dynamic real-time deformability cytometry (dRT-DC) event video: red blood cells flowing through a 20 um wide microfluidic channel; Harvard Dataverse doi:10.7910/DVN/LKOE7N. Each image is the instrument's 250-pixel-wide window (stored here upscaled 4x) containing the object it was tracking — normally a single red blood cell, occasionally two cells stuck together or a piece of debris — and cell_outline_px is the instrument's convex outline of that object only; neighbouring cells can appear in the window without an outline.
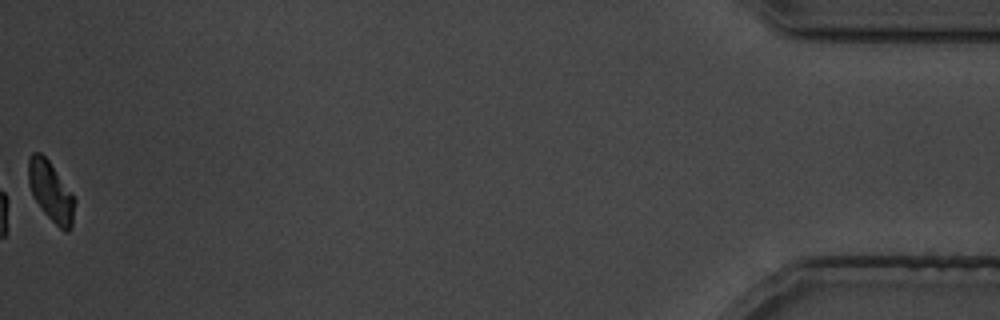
{"species": "common noctule bat (a hibernating species)", "species_latin": "Nyctalus noctula", "temperature_condition": "cold", "stored_images_in_passage": 27, "camera_frame_rate_fps": 3000, "um_per_image_px": 0.085, "animal": {"sex": "male", "body_mass_g": 19.5, "forearm_length_mm": 54.6}, "frame": {"image": 1, "passage_image": 27, "time_ms": 32.333, "image_size_px": [1000, 320], "cell_outline_px": [[76, 200], [72, 224], [68, 232], [64, 232], [44, 212], [32, 196], [28, 184], [28, 156], [32, 152], [40, 152], [48, 160], [72, 192]], "centroid_in_image_um": [4.31, 16.26], "position_along_channel_um": 430.9, "area_um2": 16.24}}